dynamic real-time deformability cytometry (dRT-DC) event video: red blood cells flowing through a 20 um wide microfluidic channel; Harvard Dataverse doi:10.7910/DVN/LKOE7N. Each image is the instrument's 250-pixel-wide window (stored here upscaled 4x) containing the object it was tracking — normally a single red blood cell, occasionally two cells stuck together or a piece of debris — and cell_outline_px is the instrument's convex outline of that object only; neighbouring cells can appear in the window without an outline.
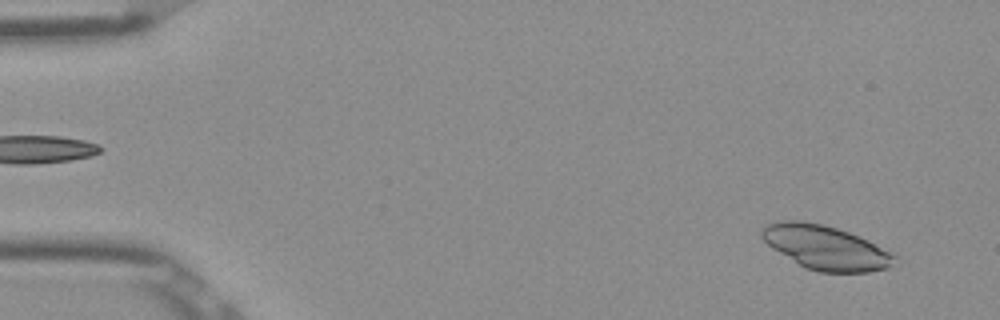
{"species": "Egyptian fruit bat (a non-hibernating species)", "species_latin": "Rousettus aegyptiacus", "temperature_condition": "room temperature", "stored_images_in_passage": 51, "camera_frame_rate_fps": 3000, "um_per_image_px": 0.085, "frame": {"image": 1, "passage_image": 3, "time_ms": 0.667, "image_size_px": [1000, 320], "cell_outline_px": [[900, 256], [888, 268], [868, 272], [820, 272], [804, 268], [772, 248], [760, 236], [760, 232], [764, 224], [784, 220], [796, 220], [824, 224], [848, 232], [868, 240]], "centroid_in_image_um": [70.18, 21.04], "position_along_channel_um": 14.8, "area_um2": 34.28}}